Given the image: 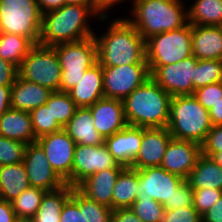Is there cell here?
Masks as SVG:
<instances>
[{
	"instance_id": "1",
	"label": "cell",
	"mask_w": 222,
	"mask_h": 222,
	"mask_svg": "<svg viewBox=\"0 0 222 222\" xmlns=\"http://www.w3.org/2000/svg\"><path fill=\"white\" fill-rule=\"evenodd\" d=\"M91 18L107 22L110 16H102L93 5L65 4L60 9L42 15L38 44L54 46L59 43L77 42L93 37L95 29Z\"/></svg>"
},
{
	"instance_id": "2",
	"label": "cell",
	"mask_w": 222,
	"mask_h": 222,
	"mask_svg": "<svg viewBox=\"0 0 222 222\" xmlns=\"http://www.w3.org/2000/svg\"><path fill=\"white\" fill-rule=\"evenodd\" d=\"M93 37L101 66L147 64L146 41L124 16L114 17L105 32H95Z\"/></svg>"
},
{
	"instance_id": "3",
	"label": "cell",
	"mask_w": 222,
	"mask_h": 222,
	"mask_svg": "<svg viewBox=\"0 0 222 222\" xmlns=\"http://www.w3.org/2000/svg\"><path fill=\"white\" fill-rule=\"evenodd\" d=\"M133 1V2H132ZM132 17L126 18L146 41L153 35L168 32L188 24L183 0H131Z\"/></svg>"
},
{
	"instance_id": "4",
	"label": "cell",
	"mask_w": 222,
	"mask_h": 222,
	"mask_svg": "<svg viewBox=\"0 0 222 222\" xmlns=\"http://www.w3.org/2000/svg\"><path fill=\"white\" fill-rule=\"evenodd\" d=\"M171 98L150 78L123 100L127 124L142 128L167 127Z\"/></svg>"
},
{
	"instance_id": "5",
	"label": "cell",
	"mask_w": 222,
	"mask_h": 222,
	"mask_svg": "<svg viewBox=\"0 0 222 222\" xmlns=\"http://www.w3.org/2000/svg\"><path fill=\"white\" fill-rule=\"evenodd\" d=\"M167 128L174 139L202 145L212 128L209 111L193 95L174 96Z\"/></svg>"
},
{
	"instance_id": "6",
	"label": "cell",
	"mask_w": 222,
	"mask_h": 222,
	"mask_svg": "<svg viewBox=\"0 0 222 222\" xmlns=\"http://www.w3.org/2000/svg\"><path fill=\"white\" fill-rule=\"evenodd\" d=\"M61 66L60 91L68 92L76 86L88 68L98 62L97 44L94 37L59 43L52 46Z\"/></svg>"
},
{
	"instance_id": "7",
	"label": "cell",
	"mask_w": 222,
	"mask_h": 222,
	"mask_svg": "<svg viewBox=\"0 0 222 222\" xmlns=\"http://www.w3.org/2000/svg\"><path fill=\"white\" fill-rule=\"evenodd\" d=\"M42 14L36 0H0V33L16 34L38 44Z\"/></svg>"
},
{
	"instance_id": "8",
	"label": "cell",
	"mask_w": 222,
	"mask_h": 222,
	"mask_svg": "<svg viewBox=\"0 0 222 222\" xmlns=\"http://www.w3.org/2000/svg\"><path fill=\"white\" fill-rule=\"evenodd\" d=\"M192 25L162 32L146 40L148 65H169L192 55Z\"/></svg>"
},
{
	"instance_id": "9",
	"label": "cell",
	"mask_w": 222,
	"mask_h": 222,
	"mask_svg": "<svg viewBox=\"0 0 222 222\" xmlns=\"http://www.w3.org/2000/svg\"><path fill=\"white\" fill-rule=\"evenodd\" d=\"M18 75L26 81L53 91H60L61 66L52 46L34 45L18 68Z\"/></svg>"
},
{
	"instance_id": "10",
	"label": "cell",
	"mask_w": 222,
	"mask_h": 222,
	"mask_svg": "<svg viewBox=\"0 0 222 222\" xmlns=\"http://www.w3.org/2000/svg\"><path fill=\"white\" fill-rule=\"evenodd\" d=\"M104 98L123 101L151 78L148 64L102 66Z\"/></svg>"
},
{
	"instance_id": "11",
	"label": "cell",
	"mask_w": 222,
	"mask_h": 222,
	"mask_svg": "<svg viewBox=\"0 0 222 222\" xmlns=\"http://www.w3.org/2000/svg\"><path fill=\"white\" fill-rule=\"evenodd\" d=\"M138 178L136 199H154L161 203L165 210H172V196L184 181L183 178L161 166L138 169Z\"/></svg>"
},
{
	"instance_id": "12",
	"label": "cell",
	"mask_w": 222,
	"mask_h": 222,
	"mask_svg": "<svg viewBox=\"0 0 222 222\" xmlns=\"http://www.w3.org/2000/svg\"><path fill=\"white\" fill-rule=\"evenodd\" d=\"M197 60L195 56H191L177 63L148 65V67L151 78L172 97L193 95L192 79Z\"/></svg>"
},
{
	"instance_id": "13",
	"label": "cell",
	"mask_w": 222,
	"mask_h": 222,
	"mask_svg": "<svg viewBox=\"0 0 222 222\" xmlns=\"http://www.w3.org/2000/svg\"><path fill=\"white\" fill-rule=\"evenodd\" d=\"M110 168L125 167L114 160L104 143L94 146L76 144L72 166V187H77L94 173Z\"/></svg>"
},
{
	"instance_id": "14",
	"label": "cell",
	"mask_w": 222,
	"mask_h": 222,
	"mask_svg": "<svg viewBox=\"0 0 222 222\" xmlns=\"http://www.w3.org/2000/svg\"><path fill=\"white\" fill-rule=\"evenodd\" d=\"M37 142L44 149L54 171L72 187V166L76 146L74 140L62 129L39 137Z\"/></svg>"
},
{
	"instance_id": "15",
	"label": "cell",
	"mask_w": 222,
	"mask_h": 222,
	"mask_svg": "<svg viewBox=\"0 0 222 222\" xmlns=\"http://www.w3.org/2000/svg\"><path fill=\"white\" fill-rule=\"evenodd\" d=\"M23 164L31 187L54 191L66 185L51 167L44 149L38 142L26 145Z\"/></svg>"
},
{
	"instance_id": "16",
	"label": "cell",
	"mask_w": 222,
	"mask_h": 222,
	"mask_svg": "<svg viewBox=\"0 0 222 222\" xmlns=\"http://www.w3.org/2000/svg\"><path fill=\"white\" fill-rule=\"evenodd\" d=\"M201 154L200 144L172 138L160 166L186 180Z\"/></svg>"
},
{
	"instance_id": "17",
	"label": "cell",
	"mask_w": 222,
	"mask_h": 222,
	"mask_svg": "<svg viewBox=\"0 0 222 222\" xmlns=\"http://www.w3.org/2000/svg\"><path fill=\"white\" fill-rule=\"evenodd\" d=\"M172 138L167 127L143 128L141 147L131 168L138 170L160 166Z\"/></svg>"
},
{
	"instance_id": "18",
	"label": "cell",
	"mask_w": 222,
	"mask_h": 222,
	"mask_svg": "<svg viewBox=\"0 0 222 222\" xmlns=\"http://www.w3.org/2000/svg\"><path fill=\"white\" fill-rule=\"evenodd\" d=\"M143 128L127 125L122 130L104 139L114 160L124 167H132L141 147Z\"/></svg>"
},
{
	"instance_id": "19",
	"label": "cell",
	"mask_w": 222,
	"mask_h": 222,
	"mask_svg": "<svg viewBox=\"0 0 222 222\" xmlns=\"http://www.w3.org/2000/svg\"><path fill=\"white\" fill-rule=\"evenodd\" d=\"M94 119L96 130L103 139L122 130L128 124L125 118L123 101L112 98H102L88 107Z\"/></svg>"
},
{
	"instance_id": "20",
	"label": "cell",
	"mask_w": 222,
	"mask_h": 222,
	"mask_svg": "<svg viewBox=\"0 0 222 222\" xmlns=\"http://www.w3.org/2000/svg\"><path fill=\"white\" fill-rule=\"evenodd\" d=\"M124 168L98 171L81 182L76 188L87 198L112 208L113 187Z\"/></svg>"
},
{
	"instance_id": "21",
	"label": "cell",
	"mask_w": 222,
	"mask_h": 222,
	"mask_svg": "<svg viewBox=\"0 0 222 222\" xmlns=\"http://www.w3.org/2000/svg\"><path fill=\"white\" fill-rule=\"evenodd\" d=\"M68 93L78 108L90 107L104 98L102 66L97 62L88 68L85 76Z\"/></svg>"
},
{
	"instance_id": "22",
	"label": "cell",
	"mask_w": 222,
	"mask_h": 222,
	"mask_svg": "<svg viewBox=\"0 0 222 222\" xmlns=\"http://www.w3.org/2000/svg\"><path fill=\"white\" fill-rule=\"evenodd\" d=\"M191 46L198 60H222V26L192 25Z\"/></svg>"
},
{
	"instance_id": "23",
	"label": "cell",
	"mask_w": 222,
	"mask_h": 222,
	"mask_svg": "<svg viewBox=\"0 0 222 222\" xmlns=\"http://www.w3.org/2000/svg\"><path fill=\"white\" fill-rule=\"evenodd\" d=\"M52 91L17 75L11 90V108L28 111L44 105Z\"/></svg>"
},
{
	"instance_id": "24",
	"label": "cell",
	"mask_w": 222,
	"mask_h": 222,
	"mask_svg": "<svg viewBox=\"0 0 222 222\" xmlns=\"http://www.w3.org/2000/svg\"><path fill=\"white\" fill-rule=\"evenodd\" d=\"M0 135L24 144L37 142L28 111L9 108L0 117Z\"/></svg>"
},
{
	"instance_id": "25",
	"label": "cell",
	"mask_w": 222,
	"mask_h": 222,
	"mask_svg": "<svg viewBox=\"0 0 222 222\" xmlns=\"http://www.w3.org/2000/svg\"><path fill=\"white\" fill-rule=\"evenodd\" d=\"M76 144L85 146L102 145L104 139L96 130L88 107L77 108L74 116L63 128Z\"/></svg>"
},
{
	"instance_id": "26",
	"label": "cell",
	"mask_w": 222,
	"mask_h": 222,
	"mask_svg": "<svg viewBox=\"0 0 222 222\" xmlns=\"http://www.w3.org/2000/svg\"><path fill=\"white\" fill-rule=\"evenodd\" d=\"M186 181L192 189L214 188L222 190V168L212 157L201 154Z\"/></svg>"
},
{
	"instance_id": "27",
	"label": "cell",
	"mask_w": 222,
	"mask_h": 222,
	"mask_svg": "<svg viewBox=\"0 0 222 222\" xmlns=\"http://www.w3.org/2000/svg\"><path fill=\"white\" fill-rule=\"evenodd\" d=\"M29 187L23 162L0 166V199L12 202Z\"/></svg>"
},
{
	"instance_id": "28",
	"label": "cell",
	"mask_w": 222,
	"mask_h": 222,
	"mask_svg": "<svg viewBox=\"0 0 222 222\" xmlns=\"http://www.w3.org/2000/svg\"><path fill=\"white\" fill-rule=\"evenodd\" d=\"M71 197V186L68 184L54 191H47L42 198L37 213L30 222H60V214L65 202Z\"/></svg>"
},
{
	"instance_id": "29",
	"label": "cell",
	"mask_w": 222,
	"mask_h": 222,
	"mask_svg": "<svg viewBox=\"0 0 222 222\" xmlns=\"http://www.w3.org/2000/svg\"><path fill=\"white\" fill-rule=\"evenodd\" d=\"M139 183L138 170L125 167L113 187L112 209L130 208L136 201Z\"/></svg>"
},
{
	"instance_id": "30",
	"label": "cell",
	"mask_w": 222,
	"mask_h": 222,
	"mask_svg": "<svg viewBox=\"0 0 222 222\" xmlns=\"http://www.w3.org/2000/svg\"><path fill=\"white\" fill-rule=\"evenodd\" d=\"M187 13L191 25L222 26V0H195Z\"/></svg>"
},
{
	"instance_id": "31",
	"label": "cell",
	"mask_w": 222,
	"mask_h": 222,
	"mask_svg": "<svg viewBox=\"0 0 222 222\" xmlns=\"http://www.w3.org/2000/svg\"><path fill=\"white\" fill-rule=\"evenodd\" d=\"M34 44L26 37L16 34L0 33V57L17 68Z\"/></svg>"
},
{
	"instance_id": "32",
	"label": "cell",
	"mask_w": 222,
	"mask_h": 222,
	"mask_svg": "<svg viewBox=\"0 0 222 222\" xmlns=\"http://www.w3.org/2000/svg\"><path fill=\"white\" fill-rule=\"evenodd\" d=\"M46 192L44 189L30 186L20 193L11 202L17 219L29 221L37 213Z\"/></svg>"
},
{
	"instance_id": "33",
	"label": "cell",
	"mask_w": 222,
	"mask_h": 222,
	"mask_svg": "<svg viewBox=\"0 0 222 222\" xmlns=\"http://www.w3.org/2000/svg\"><path fill=\"white\" fill-rule=\"evenodd\" d=\"M71 198L84 209L86 222H112V208L87 198L76 187H71Z\"/></svg>"
},
{
	"instance_id": "34",
	"label": "cell",
	"mask_w": 222,
	"mask_h": 222,
	"mask_svg": "<svg viewBox=\"0 0 222 222\" xmlns=\"http://www.w3.org/2000/svg\"><path fill=\"white\" fill-rule=\"evenodd\" d=\"M45 104L51 105L53 118L62 128L66 126L78 108L69 93L61 91H53Z\"/></svg>"
},
{
	"instance_id": "35",
	"label": "cell",
	"mask_w": 222,
	"mask_h": 222,
	"mask_svg": "<svg viewBox=\"0 0 222 222\" xmlns=\"http://www.w3.org/2000/svg\"><path fill=\"white\" fill-rule=\"evenodd\" d=\"M221 79L222 60H197L194 79H192L194 91L208 84L221 82Z\"/></svg>"
},
{
	"instance_id": "36",
	"label": "cell",
	"mask_w": 222,
	"mask_h": 222,
	"mask_svg": "<svg viewBox=\"0 0 222 222\" xmlns=\"http://www.w3.org/2000/svg\"><path fill=\"white\" fill-rule=\"evenodd\" d=\"M32 127L36 138L58 132L63 128L51 113V105H41L30 112Z\"/></svg>"
},
{
	"instance_id": "37",
	"label": "cell",
	"mask_w": 222,
	"mask_h": 222,
	"mask_svg": "<svg viewBox=\"0 0 222 222\" xmlns=\"http://www.w3.org/2000/svg\"><path fill=\"white\" fill-rule=\"evenodd\" d=\"M142 222H162L164 206L154 199H136L130 207Z\"/></svg>"
},
{
	"instance_id": "38",
	"label": "cell",
	"mask_w": 222,
	"mask_h": 222,
	"mask_svg": "<svg viewBox=\"0 0 222 222\" xmlns=\"http://www.w3.org/2000/svg\"><path fill=\"white\" fill-rule=\"evenodd\" d=\"M26 145L0 135V166L23 162Z\"/></svg>"
},
{
	"instance_id": "39",
	"label": "cell",
	"mask_w": 222,
	"mask_h": 222,
	"mask_svg": "<svg viewBox=\"0 0 222 222\" xmlns=\"http://www.w3.org/2000/svg\"><path fill=\"white\" fill-rule=\"evenodd\" d=\"M193 207L202 215L222 196V190L214 188L193 189Z\"/></svg>"
},
{
	"instance_id": "40",
	"label": "cell",
	"mask_w": 222,
	"mask_h": 222,
	"mask_svg": "<svg viewBox=\"0 0 222 222\" xmlns=\"http://www.w3.org/2000/svg\"><path fill=\"white\" fill-rule=\"evenodd\" d=\"M193 96L208 111L222 99V83L216 82L200 87L194 91Z\"/></svg>"
},
{
	"instance_id": "41",
	"label": "cell",
	"mask_w": 222,
	"mask_h": 222,
	"mask_svg": "<svg viewBox=\"0 0 222 222\" xmlns=\"http://www.w3.org/2000/svg\"><path fill=\"white\" fill-rule=\"evenodd\" d=\"M162 222H202L201 215L192 207L165 210Z\"/></svg>"
},
{
	"instance_id": "42",
	"label": "cell",
	"mask_w": 222,
	"mask_h": 222,
	"mask_svg": "<svg viewBox=\"0 0 222 222\" xmlns=\"http://www.w3.org/2000/svg\"><path fill=\"white\" fill-rule=\"evenodd\" d=\"M193 194L194 190L189 183L184 180L179 187L176 188V192H174L172 196V210L181 207H192Z\"/></svg>"
},
{
	"instance_id": "43",
	"label": "cell",
	"mask_w": 222,
	"mask_h": 222,
	"mask_svg": "<svg viewBox=\"0 0 222 222\" xmlns=\"http://www.w3.org/2000/svg\"><path fill=\"white\" fill-rule=\"evenodd\" d=\"M60 222H86L84 209H80L79 205L71 197L62 208Z\"/></svg>"
},
{
	"instance_id": "44",
	"label": "cell",
	"mask_w": 222,
	"mask_h": 222,
	"mask_svg": "<svg viewBox=\"0 0 222 222\" xmlns=\"http://www.w3.org/2000/svg\"><path fill=\"white\" fill-rule=\"evenodd\" d=\"M202 152L222 151V125L212 126L201 145Z\"/></svg>"
},
{
	"instance_id": "45",
	"label": "cell",
	"mask_w": 222,
	"mask_h": 222,
	"mask_svg": "<svg viewBox=\"0 0 222 222\" xmlns=\"http://www.w3.org/2000/svg\"><path fill=\"white\" fill-rule=\"evenodd\" d=\"M18 75V68L0 57V86H12Z\"/></svg>"
},
{
	"instance_id": "46",
	"label": "cell",
	"mask_w": 222,
	"mask_h": 222,
	"mask_svg": "<svg viewBox=\"0 0 222 222\" xmlns=\"http://www.w3.org/2000/svg\"><path fill=\"white\" fill-rule=\"evenodd\" d=\"M112 222H142L131 208H118L113 210Z\"/></svg>"
},
{
	"instance_id": "47",
	"label": "cell",
	"mask_w": 222,
	"mask_h": 222,
	"mask_svg": "<svg viewBox=\"0 0 222 222\" xmlns=\"http://www.w3.org/2000/svg\"><path fill=\"white\" fill-rule=\"evenodd\" d=\"M201 217L202 222H222V196Z\"/></svg>"
},
{
	"instance_id": "48",
	"label": "cell",
	"mask_w": 222,
	"mask_h": 222,
	"mask_svg": "<svg viewBox=\"0 0 222 222\" xmlns=\"http://www.w3.org/2000/svg\"><path fill=\"white\" fill-rule=\"evenodd\" d=\"M11 202L0 199V222H18Z\"/></svg>"
},
{
	"instance_id": "49",
	"label": "cell",
	"mask_w": 222,
	"mask_h": 222,
	"mask_svg": "<svg viewBox=\"0 0 222 222\" xmlns=\"http://www.w3.org/2000/svg\"><path fill=\"white\" fill-rule=\"evenodd\" d=\"M124 1L125 0H92V5L102 16H107L110 15L108 11L111 10V8L115 7V5L119 6V4Z\"/></svg>"
},
{
	"instance_id": "50",
	"label": "cell",
	"mask_w": 222,
	"mask_h": 222,
	"mask_svg": "<svg viewBox=\"0 0 222 222\" xmlns=\"http://www.w3.org/2000/svg\"><path fill=\"white\" fill-rule=\"evenodd\" d=\"M12 86H0V117L11 108Z\"/></svg>"
},
{
	"instance_id": "51",
	"label": "cell",
	"mask_w": 222,
	"mask_h": 222,
	"mask_svg": "<svg viewBox=\"0 0 222 222\" xmlns=\"http://www.w3.org/2000/svg\"><path fill=\"white\" fill-rule=\"evenodd\" d=\"M36 2L42 15L65 5V0H36Z\"/></svg>"
},
{
	"instance_id": "52",
	"label": "cell",
	"mask_w": 222,
	"mask_h": 222,
	"mask_svg": "<svg viewBox=\"0 0 222 222\" xmlns=\"http://www.w3.org/2000/svg\"><path fill=\"white\" fill-rule=\"evenodd\" d=\"M212 126L222 125V99L209 111Z\"/></svg>"
},
{
	"instance_id": "53",
	"label": "cell",
	"mask_w": 222,
	"mask_h": 222,
	"mask_svg": "<svg viewBox=\"0 0 222 222\" xmlns=\"http://www.w3.org/2000/svg\"><path fill=\"white\" fill-rule=\"evenodd\" d=\"M202 154L212 157L213 160L222 168V151L221 152H202Z\"/></svg>"
},
{
	"instance_id": "54",
	"label": "cell",
	"mask_w": 222,
	"mask_h": 222,
	"mask_svg": "<svg viewBox=\"0 0 222 222\" xmlns=\"http://www.w3.org/2000/svg\"><path fill=\"white\" fill-rule=\"evenodd\" d=\"M65 4L92 5V0H65Z\"/></svg>"
},
{
	"instance_id": "55",
	"label": "cell",
	"mask_w": 222,
	"mask_h": 222,
	"mask_svg": "<svg viewBox=\"0 0 222 222\" xmlns=\"http://www.w3.org/2000/svg\"><path fill=\"white\" fill-rule=\"evenodd\" d=\"M18 222H30L28 220H19Z\"/></svg>"
}]
</instances>
